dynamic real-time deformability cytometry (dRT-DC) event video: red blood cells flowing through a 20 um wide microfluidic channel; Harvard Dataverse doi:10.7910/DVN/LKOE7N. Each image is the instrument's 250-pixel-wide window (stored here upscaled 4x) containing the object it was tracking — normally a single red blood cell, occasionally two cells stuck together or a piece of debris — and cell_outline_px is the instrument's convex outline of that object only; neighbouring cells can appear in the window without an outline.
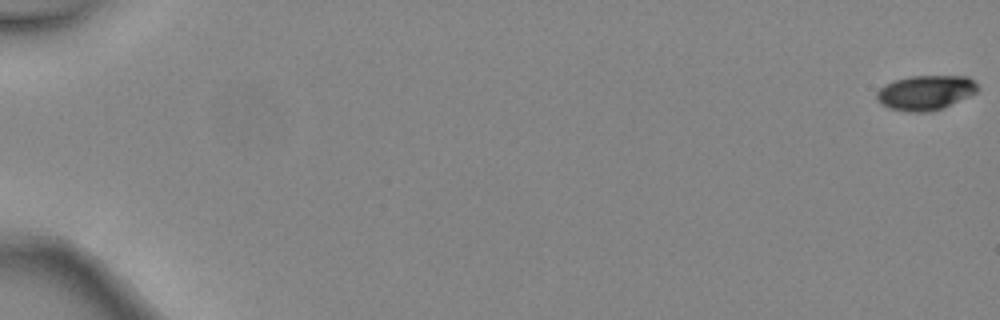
{"species": "common noctule bat (a hibernating species)", "species_latin": "Nyctalus noctula", "temperature_condition": "warm", "stored_images_in_passage": 5, "camera_frame_rate_fps": 3000, "um_per_image_px": 0.085, "animal": {"sex": "female", "body_mass_g": 24.6, "forearm_length_mm": 56.2}, "frame": {"image": 1, "passage_image": 1, "time_ms": 0.0, "image_size_px": [1000, 320], "cell_outline_px": [[980, 88], [976, 92], [944, 108], [932, 112], [908, 112], [888, 108], [880, 104], [876, 100], [876, 92], [884, 84], [896, 80], [912, 76], [968, 76]], "centroid_in_image_um": [78.64, 7.89], "position_along_channel_um": 6.4, "area_um2": 20.58}}
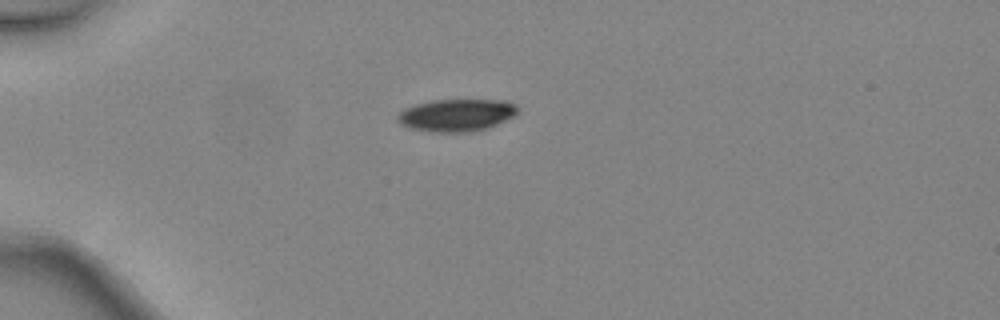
{"frame": {"image": 2, "passage_image": 5, "time_ms": 1.333, "image_size_px": [1000, 320], "cell_outline_px": [[520, 108], [516, 116], [488, 128], [472, 132], [432, 132], [408, 128], [400, 124], [396, 120], [396, 116], [404, 108], [416, 104], [432, 100], [508, 100], [516, 104]], "centroid_in_image_um": [38.83, 9.79], "position_along_channel_um": 46.2, "area_um2": 23.12}}